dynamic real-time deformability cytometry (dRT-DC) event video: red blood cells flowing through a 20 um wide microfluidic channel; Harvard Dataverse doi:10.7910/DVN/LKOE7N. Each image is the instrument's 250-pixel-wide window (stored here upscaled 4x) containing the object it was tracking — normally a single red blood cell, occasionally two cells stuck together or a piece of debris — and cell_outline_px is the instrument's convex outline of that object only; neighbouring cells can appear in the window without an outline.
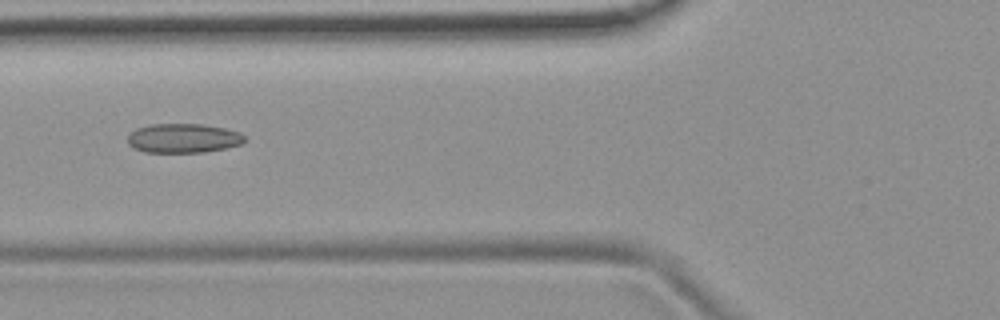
{"species": "common noctule bat (a hibernating species)", "species_latin": "Nyctalus noctula", "temperature_condition": "room temperature", "stored_images_in_passage": 5, "camera_frame_rate_fps": 3000, "um_per_image_px": 0.085, "animal": {"sex": "female", "body_mass_g": 19.9}, "frame": {"image": 1, "passage_image": 5, "time_ms": 1.333, "image_size_px": [1000, 320], "cell_outline_px": [[248, 140], [240, 144], [224, 148], [204, 152], [144, 152], [132, 148], [128, 144], [128, 136], [136, 128], [152, 124], [200, 124], [224, 128], [240, 132]], "centroid_in_image_um": [15.57, 11.75], "position_along_channel_um": 110.2, "area_um2": 19.94}}